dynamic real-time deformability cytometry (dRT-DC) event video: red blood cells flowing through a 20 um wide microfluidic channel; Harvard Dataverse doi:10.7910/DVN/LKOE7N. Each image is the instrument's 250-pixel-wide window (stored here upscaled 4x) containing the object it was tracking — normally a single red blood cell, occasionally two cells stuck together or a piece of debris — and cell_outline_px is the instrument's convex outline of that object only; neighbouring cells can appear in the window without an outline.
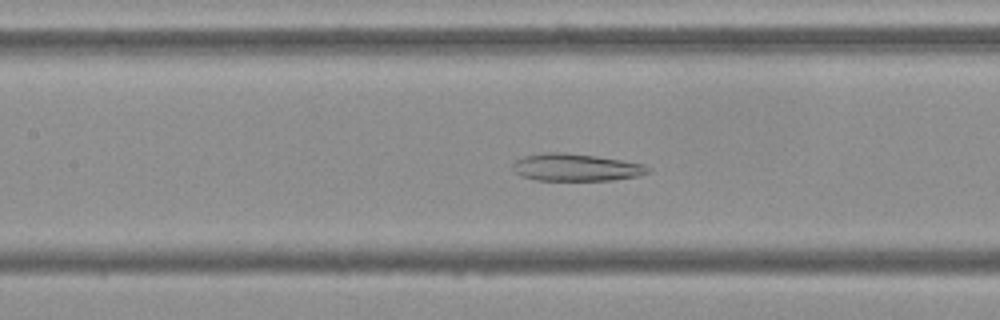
{"species": "Egyptian fruit bat (a non-hibernating species)", "species_latin": "Rousettus aegyptiacus", "temperature_condition": "cold", "stored_images_in_passage": 50, "camera_frame_rate_fps": 3000, "um_per_image_px": 0.085, "frame": {"image": 1, "passage_image": 20, "time_ms": 6.333, "image_size_px": [1000, 320], "cell_outline_px": [[652, 172], [640, 176], [612, 180], [536, 180], [520, 176], [512, 168], [512, 164], [516, 160], [524, 156], [548, 152], [564, 152], [596, 156], [644, 164], [652, 168]], "centroid_in_image_um": [48.99, 14.23], "position_along_channel_um": 158.4, "area_um2": 21.68}}
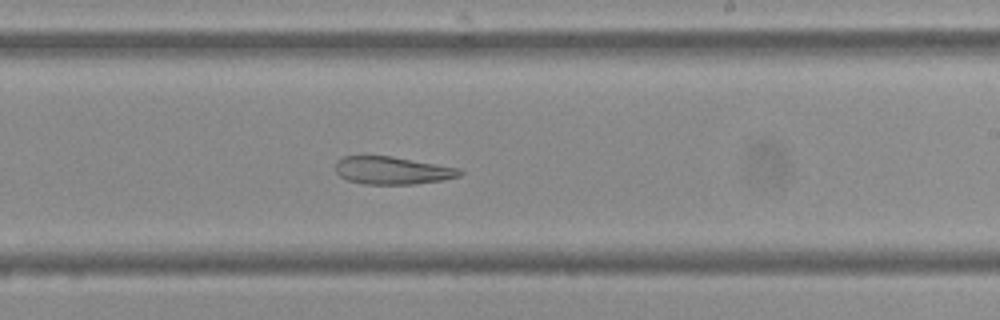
{"frame": {"image": 2, "passage_image": 28, "time_ms": 9.0, "image_size_px": [1000, 320], "cell_outline_px": [[464, 172], [460, 176], [444, 180], [416, 184], [364, 184], [348, 180], [340, 176], [336, 172], [336, 160], [344, 156], [392, 156], [460, 168]], "centroid_in_image_um": [33.37, 14.49], "position_along_channel_um": 255.6, "area_um2": 20.17}}
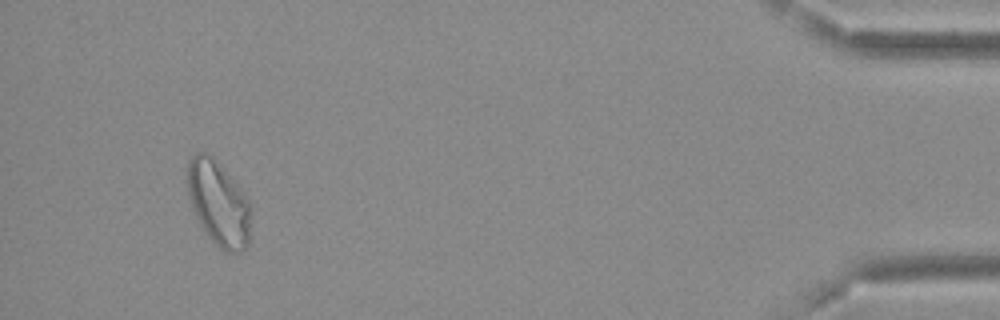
{"frame": {"image": 3, "passage_image": 47, "time_ms": 15.333, "image_size_px": [1000, 320], "cell_outline_px": [[252, 204], [248, 244], [244, 248], [232, 252], [224, 252], [208, 236], [200, 224], [196, 216], [188, 196], [188, 160], [196, 152], [208, 152], [220, 164]], "centroid_in_image_um": [18.58, 17.26], "position_along_channel_um": 416.6, "area_um2": 31.15}, "authors_computed_cell_mechanics": {"area_um2": 26.4724, "velocity_mm_per_s": 3.6647, "shape_relaxation_time_tau1_ms": null, "shape_relaxation_time_tau2_ms": 4.5331, "deformation_change_tau1": null, "deformation_change_tau2": 0.1236}}